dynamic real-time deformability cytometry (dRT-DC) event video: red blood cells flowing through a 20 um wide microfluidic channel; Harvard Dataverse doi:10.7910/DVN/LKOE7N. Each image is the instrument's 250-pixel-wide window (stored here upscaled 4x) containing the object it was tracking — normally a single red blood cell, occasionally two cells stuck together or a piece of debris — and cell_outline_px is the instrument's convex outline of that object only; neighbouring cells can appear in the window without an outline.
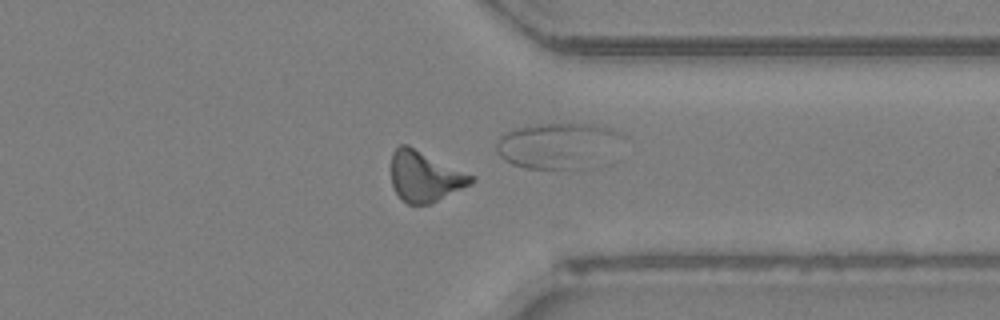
{"species": "Egyptian fruit bat (a non-hibernating species)", "species_latin": "Rousettus aegyptiacus", "temperature_condition": "room temperature", "stored_images_in_passage": 26, "camera_frame_rate_fps": 3000, "um_per_image_px": 0.085, "animal": {"sex": "female"}, "frame": {"image": 1, "passage_image": 25, "time_ms": 8.0, "image_size_px": [1000, 320], "cell_outline_px": [[476, 180], [472, 184], [432, 204], [408, 204], [396, 192], [392, 184], [392, 152], [400, 144], [408, 144], [476, 176]], "centroid_in_image_um": [36.16, 14.99], "position_along_channel_um": 375.2, "area_um2": 23.81}}